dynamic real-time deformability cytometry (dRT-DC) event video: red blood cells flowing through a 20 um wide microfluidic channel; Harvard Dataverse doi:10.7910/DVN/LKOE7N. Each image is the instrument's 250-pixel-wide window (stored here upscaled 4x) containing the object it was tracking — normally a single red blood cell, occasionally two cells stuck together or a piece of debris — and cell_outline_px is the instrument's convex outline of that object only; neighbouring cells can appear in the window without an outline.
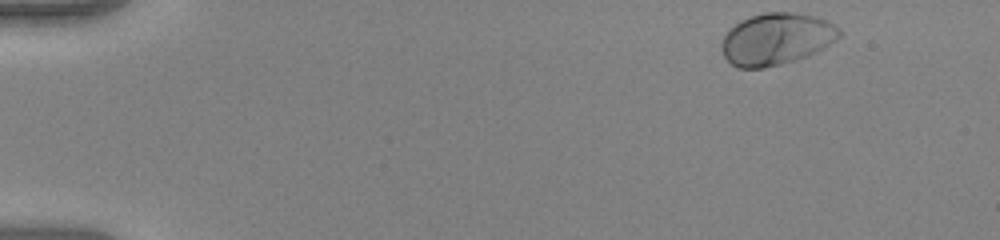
{"species": "human", "species_latin": "Homo sapiens", "temperature_condition": "warm", "stored_images_in_passage": 48, "camera_frame_rate_fps": 3000, "um_per_image_px": 0.085, "donor": {"sex": "female"}, "frame": {"image": 1, "passage_image": 1, "time_ms": 0.0, "image_size_px": [1000, 240], "cell_outline_px": [[840, 36], [836, 40], [808, 56], [796, 60], [764, 68], [736, 68], [724, 56], [720, 48], [720, 44], [728, 28], [740, 20], [764, 12], [792, 12], [816, 16], [840, 28]], "centroid_in_image_um": [65.95, 3.31], "position_along_channel_um": 19.0, "area_um2": 35.66}}
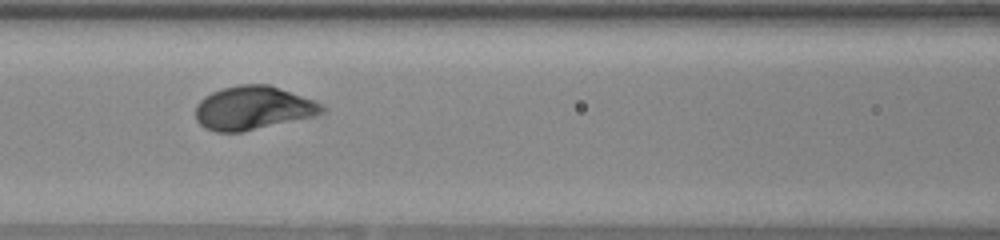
{"frame": {"image": 2, "passage_image": 20, "time_ms": 6.333, "image_size_px": [1000, 240], "cell_outline_px": [[328, 108], [324, 112], [316, 116], [244, 132], [216, 132], [204, 128], [196, 120], [196, 104], [204, 96], [212, 92], [224, 88], [240, 84], [268, 84], [316, 100], [324, 104]], "centroid_in_image_um": [21.55, 9.19], "position_along_channel_um": 145.0, "area_um2": 32.6}}
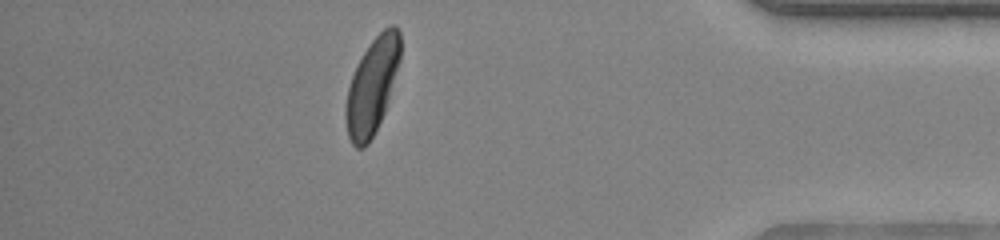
{"frame": {"image": 3, "passage_image": 42, "time_ms": 13.667, "image_size_px": [1000, 240], "cell_outline_px": [[400, 60], [384, 112], [368, 144], [364, 148], [356, 148], [352, 144], [348, 136], [344, 116], [344, 108], [348, 88], [352, 76], [364, 52], [372, 40], [388, 24], [396, 24], [400, 32]], "centroid_in_image_um": [31.62, 7.31], "position_along_channel_um": 403.6, "area_um2": 30.11}, "authors_computed_cell_mechanics": {"area_um2": 32.0501, "velocity_mm_per_s": 3.9742, "shape_relaxation_time_tau1_ms": 1.8877, "shape_relaxation_time_tau2_ms": null, "deformation_change_tau1": 0.1592, "deformation_change_tau2": null}}